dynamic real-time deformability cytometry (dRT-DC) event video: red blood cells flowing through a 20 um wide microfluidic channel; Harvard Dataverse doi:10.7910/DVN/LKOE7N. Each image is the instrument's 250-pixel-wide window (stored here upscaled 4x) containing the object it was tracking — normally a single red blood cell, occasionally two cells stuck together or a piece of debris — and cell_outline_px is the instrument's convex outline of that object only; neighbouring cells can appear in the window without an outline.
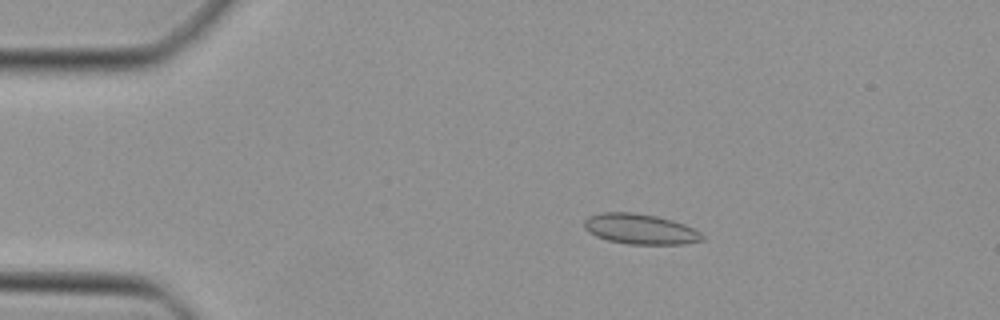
{"species": "Egyptian fruit bat (a non-hibernating species)", "species_latin": "Rousettus aegyptiacus", "temperature_condition": "cold", "stored_images_in_passage": 45, "camera_frame_rate_fps": 3000, "um_per_image_px": 0.085, "animal": {"sex": "female"}, "frame": {"image": 1, "passage_image": 7, "time_ms": 2.0, "image_size_px": [1000, 320], "cell_outline_px": [[704, 240], [684, 244], [628, 244], [608, 240], [596, 236], [588, 232], [584, 228], [584, 220], [588, 216], [600, 212], [632, 212], [656, 216], [672, 220], [684, 224], [700, 232], [704, 236]], "centroid_in_image_um": [54.4, 19.46], "position_along_channel_um": 30.6, "area_um2": 20.92}}
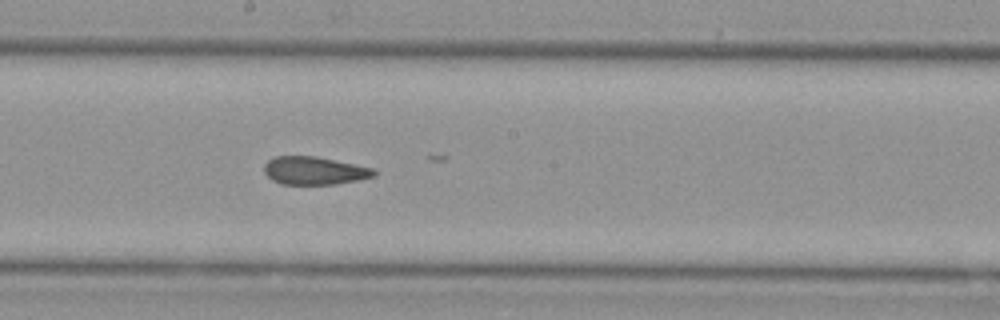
{"frame": {"image": 2, "passage_image": 24, "time_ms": 7.667, "image_size_px": [1000, 320], "cell_outline_px": [[376, 176], [360, 180], [332, 184], [280, 184], [272, 180], [264, 172], [264, 164], [268, 160], [276, 156], [316, 156], [372, 168], [376, 172]], "centroid_in_image_um": [26.7, 14.51], "position_along_channel_um": 221.5, "area_um2": 17.86}}
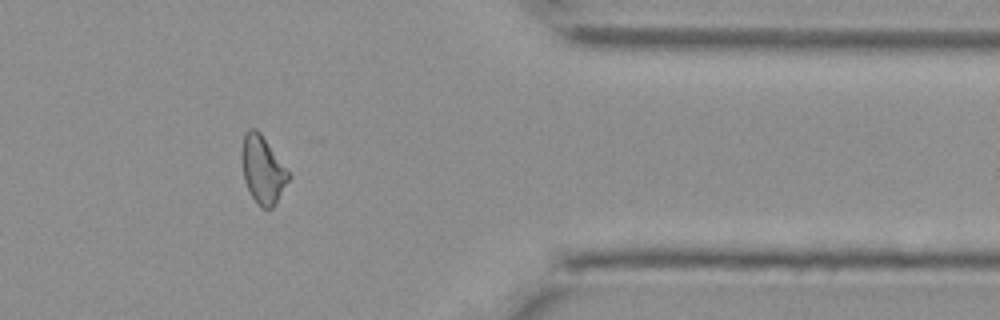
{"frame": {"image": 3, "passage_image": 37, "time_ms": 12.0, "image_size_px": [1000, 320], "cell_outline_px": [[292, 176], [276, 204], [272, 208], [260, 208], [252, 196], [244, 180], [240, 156], [244, 136], [248, 128], [256, 128], [260, 132]], "centroid_in_image_um": [22.33, 14.44], "position_along_channel_um": 389.1, "area_um2": 18.55}}